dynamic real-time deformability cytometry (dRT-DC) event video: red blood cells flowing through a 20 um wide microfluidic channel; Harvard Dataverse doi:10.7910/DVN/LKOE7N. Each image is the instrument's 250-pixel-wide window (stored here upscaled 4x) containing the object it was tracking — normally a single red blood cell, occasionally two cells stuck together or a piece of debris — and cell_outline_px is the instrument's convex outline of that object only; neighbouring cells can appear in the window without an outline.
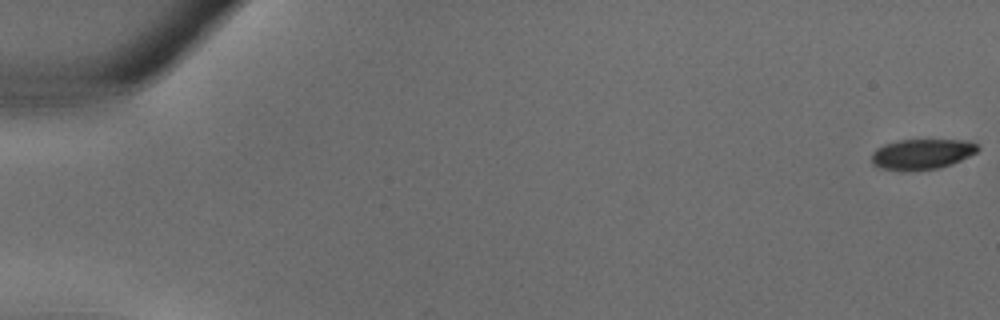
{"species": "common noctule bat (a hibernating species)", "species_latin": "Nyctalus noctula", "temperature_condition": "warm", "stored_images_in_passage": 37, "camera_frame_rate_fps": 3000, "um_per_image_px": 0.085, "animal": {"sex": "male", "body_mass_g": 18.8}, "frame": {"image": 1, "passage_image": 1, "time_ms": 0.0, "image_size_px": [1000, 320], "cell_outline_px": [[980, 148], [976, 152], [952, 164], [936, 168], [904, 172], [880, 168], [872, 164], [872, 152], [876, 148], [884, 144], [896, 140], [968, 140], [976, 144]], "centroid_in_image_um": [78.31, 13.1], "position_along_channel_um": 6.7, "area_um2": 18.96}}
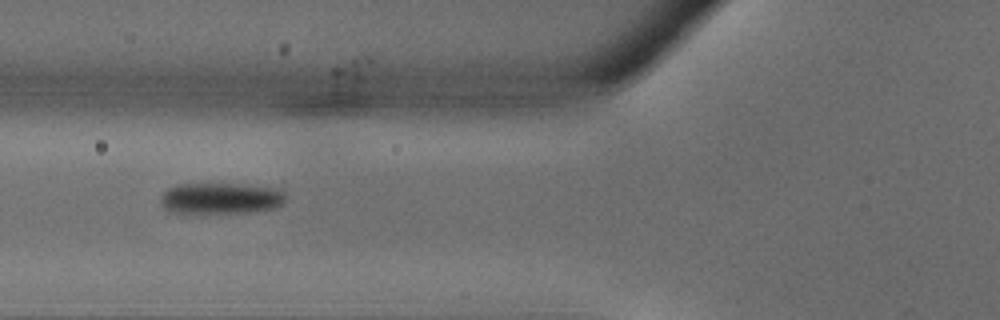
{"frame": {"image": 2, "passage_image": 15, "time_ms": 4.667, "image_size_px": [1000, 320], "cell_outline_px": [[288, 196], [284, 204], [276, 208], [244, 212], [168, 212], [160, 204], [160, 196], [168, 188], [176, 184], [244, 184], [284, 188]], "centroid_in_image_um": [18.84, 16.83], "position_along_channel_um": 107.0, "area_um2": 23.12}}
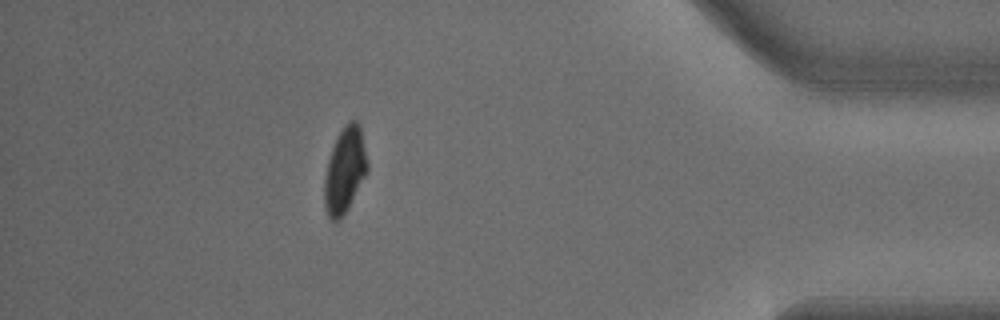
{"frame": {"image": 3, "passage_image": 33, "time_ms": 10.667, "image_size_px": [1000, 320], "cell_outline_px": [[368, 172], [348, 208], [340, 220], [336, 224], [328, 216], [324, 204], [324, 180], [328, 160], [332, 148], [340, 132], [348, 120], [356, 120], [360, 124], [368, 164]], "centroid_in_image_um": [29.32, 14.5], "position_along_channel_um": 405.9, "area_um2": 21.5}}